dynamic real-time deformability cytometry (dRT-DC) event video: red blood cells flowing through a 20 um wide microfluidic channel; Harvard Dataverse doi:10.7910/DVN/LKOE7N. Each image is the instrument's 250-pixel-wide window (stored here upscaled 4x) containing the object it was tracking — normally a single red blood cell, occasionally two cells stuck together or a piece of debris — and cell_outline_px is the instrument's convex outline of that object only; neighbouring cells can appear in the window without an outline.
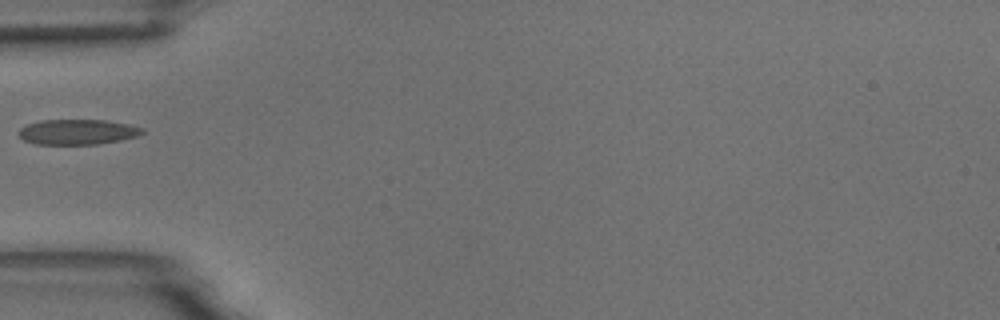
{"species": "common noctule bat (a hibernating species)", "species_latin": "Nyctalus noctula", "temperature_condition": "room temperature", "stored_images_in_passage": 2, "camera_frame_rate_fps": 3000, "um_per_image_px": 0.085, "animal": {"sex": "male", "body_mass_g": 18.8}, "frame": {"image": 1, "passage_image": 1, "time_ms": 0.0, "image_size_px": [1000, 320], "cell_outline_px": [[144, 132], [136, 136], [120, 140], [96, 144], [36, 144], [24, 140], [16, 132], [20, 128], [28, 124], [40, 120], [104, 120], [128, 124], [144, 128]], "centroid_in_image_um": [6.56, 11.21], "position_along_channel_um": 78.4, "area_um2": 18.09}}